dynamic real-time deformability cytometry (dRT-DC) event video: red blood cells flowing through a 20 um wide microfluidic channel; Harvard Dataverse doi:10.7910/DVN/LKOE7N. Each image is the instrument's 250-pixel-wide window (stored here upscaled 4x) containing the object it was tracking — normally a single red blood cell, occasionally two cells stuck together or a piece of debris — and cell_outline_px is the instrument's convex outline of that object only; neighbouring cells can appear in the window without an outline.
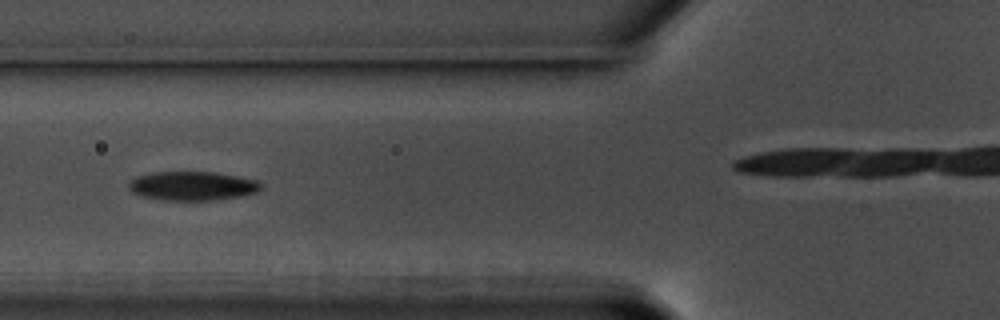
{"species": "common noctule bat (a hibernating species)", "species_latin": "Nyctalus noctula", "temperature_condition": "warm", "stored_images_in_passage": 41, "camera_frame_rate_fps": 3000, "um_per_image_px": 0.085, "animal": {"sex": "male", "body_mass_g": 17.5, "forearm_length_mm": 52.3}, "frame": {"image": 1, "passage_image": 7, "time_ms": 2.0, "image_size_px": [1000, 320], "cell_outline_px": [[264, 188], [256, 192], [240, 196], [208, 200], [164, 200], [140, 196], [132, 192], [128, 188], [128, 180], [136, 176], [152, 172], [216, 172], [256, 180], [264, 184]], "centroid_in_image_um": [16.32, 15.79], "position_along_channel_um": 109.5, "area_um2": 22.48}, "authors_computed_cell_mechanics": {"area_um2": 21.964, "velocity_mm_per_s": 3.5522, "shape_relaxation_time_tau1_ms": 3.1154, "shape_relaxation_time_tau2_ms": 2.9117, "deformation_change_tau1": 0.1375, "deformation_change_tau2": 0.0878}}